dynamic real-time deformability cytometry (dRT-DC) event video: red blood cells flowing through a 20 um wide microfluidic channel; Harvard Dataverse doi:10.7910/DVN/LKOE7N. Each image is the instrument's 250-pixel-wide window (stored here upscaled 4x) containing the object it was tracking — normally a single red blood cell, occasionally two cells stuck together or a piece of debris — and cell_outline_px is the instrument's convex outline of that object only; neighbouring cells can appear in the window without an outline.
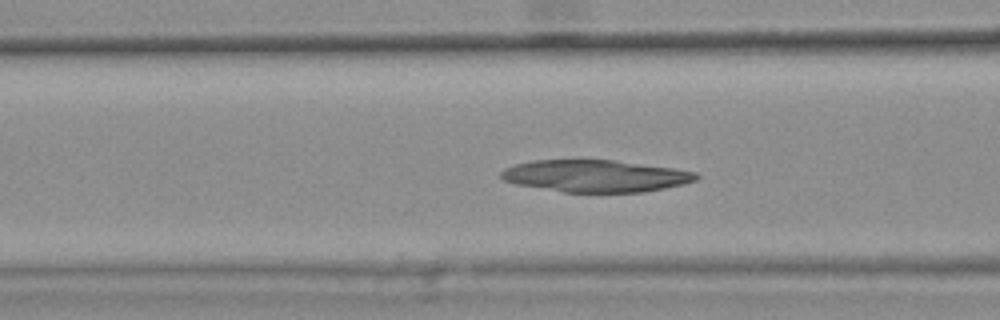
{"species": "common noctule bat (a hibernating species)", "species_latin": "Nyctalus noctula", "temperature_condition": "warm", "stored_images_in_passage": 34, "camera_frame_rate_fps": 3000, "um_per_image_px": 0.085, "animal": {"sex": "female", "body_mass_g": 25.1}, "frame": {"image": 1, "passage_image": 10, "time_ms": 3.0, "image_size_px": [1000, 320], "cell_outline_px": [[700, 176], [696, 180], [684, 184], [644, 192], [564, 192], [516, 184], [504, 180], [500, 176], [500, 172], [504, 168], [516, 164], [532, 160], [612, 160], [672, 168], [696, 172]], "centroid_in_image_um": [50.6, 14.96], "position_along_channel_um": 116.0, "area_um2": 36.24}}